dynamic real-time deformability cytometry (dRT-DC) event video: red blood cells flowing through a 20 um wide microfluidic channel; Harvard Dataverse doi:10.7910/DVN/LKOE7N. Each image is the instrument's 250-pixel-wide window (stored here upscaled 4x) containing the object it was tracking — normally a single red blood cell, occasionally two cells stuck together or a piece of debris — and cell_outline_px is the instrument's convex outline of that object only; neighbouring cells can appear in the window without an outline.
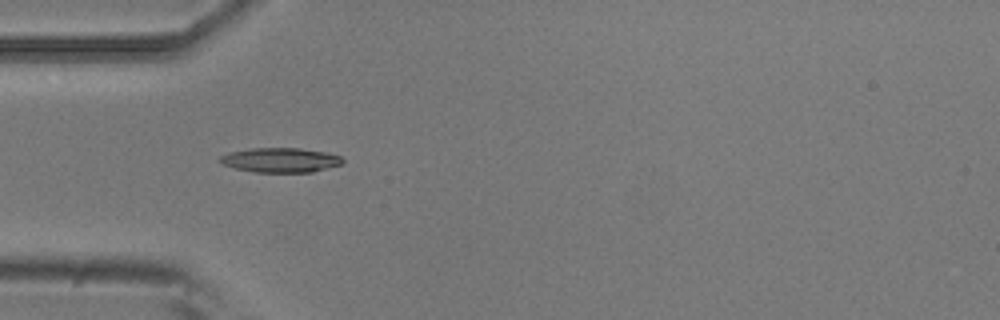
{"species": "common noctule bat (a hibernating species)", "species_latin": "Nyctalus noctula", "temperature_condition": "room temperature", "stored_images_in_passage": 5, "camera_frame_rate_fps": 3000, "um_per_image_px": 0.085, "animal": {"sex": "male", "body_mass_g": 20.5, "forearm_length_mm": 52.5}, "frame": {"image": 1, "passage_image": 4, "time_ms": 1.0, "image_size_px": [1000, 320], "cell_outline_px": [[344, 164], [312, 172], [256, 172], [236, 168], [224, 164], [216, 160], [220, 156], [228, 152], [248, 148], [300, 148], [324, 152], [340, 156], [344, 160]], "centroid_in_image_um": [23.83, 13.6], "position_along_channel_um": 61.2, "area_um2": 17.63}}
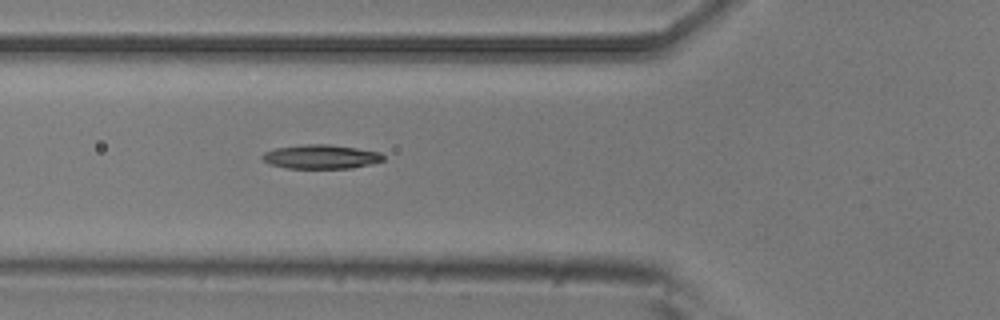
{"frame": {"image": 2, "passage_image": 5, "time_ms": 1.333, "image_size_px": [1000, 320], "cell_outline_px": [[384, 160], [352, 168], [288, 168], [272, 164], [264, 160], [260, 156], [264, 152], [276, 148], [308, 144], [328, 144], [356, 148], [380, 152], [384, 156]], "centroid_in_image_um": [27.29, 13.32], "position_along_channel_um": 98.5, "area_um2": 16.7}}